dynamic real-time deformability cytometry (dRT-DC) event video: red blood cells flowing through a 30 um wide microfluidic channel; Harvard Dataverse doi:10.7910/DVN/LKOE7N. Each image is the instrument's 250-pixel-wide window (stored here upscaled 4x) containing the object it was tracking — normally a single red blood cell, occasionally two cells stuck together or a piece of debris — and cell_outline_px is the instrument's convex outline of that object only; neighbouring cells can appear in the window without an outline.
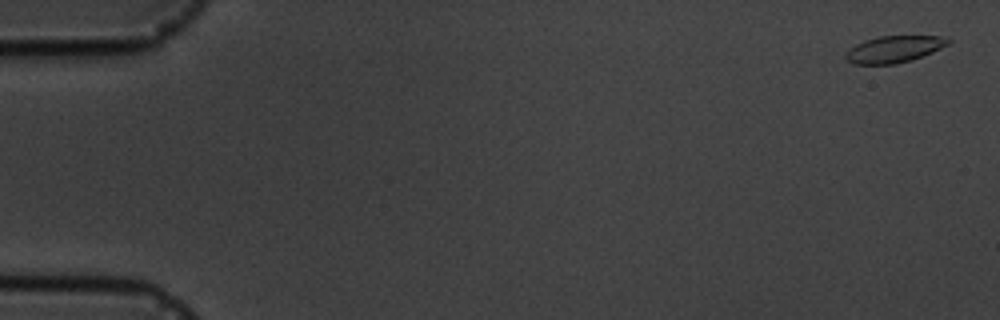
{"species": "common noctule bat (a hibernating species)", "species_latin": "Nyctalus noctula", "temperature_condition": "cold", "stored_images_in_passage": 5, "camera_frame_rate_fps": 3000, "um_per_image_px": 0.085, "animal": {"sex": "male", "body_mass_g": 19.5, "forearm_length_mm": 54.6}, "frame": {"image": 1, "passage_image": 1, "time_ms": 0.0, "image_size_px": [1000, 320], "cell_outline_px": [[952, 40], [948, 44], [932, 52], [912, 60], [896, 64], [852, 64], [844, 56], [856, 44], [864, 40], [880, 36], [940, 36]], "centroid_in_image_um": [76.0, 4.18], "position_along_channel_um": 9.0, "area_um2": 15.78}}
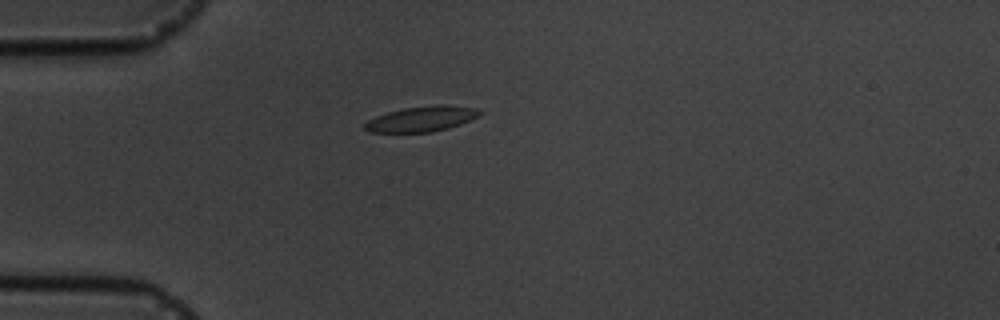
{"frame": {"image": 2, "passage_image": 5, "time_ms": 4.667, "image_size_px": [1000, 320], "cell_outline_px": [[484, 112], [480, 116], [460, 124], [448, 128], [432, 132], [368, 132], [364, 128], [364, 124], [368, 120], [376, 116], [388, 112], [404, 108], [436, 104], [448, 104], [476, 108]], "centroid_in_image_um": [35.88, 10.09], "position_along_channel_um": 49.1, "area_um2": 17.11}}